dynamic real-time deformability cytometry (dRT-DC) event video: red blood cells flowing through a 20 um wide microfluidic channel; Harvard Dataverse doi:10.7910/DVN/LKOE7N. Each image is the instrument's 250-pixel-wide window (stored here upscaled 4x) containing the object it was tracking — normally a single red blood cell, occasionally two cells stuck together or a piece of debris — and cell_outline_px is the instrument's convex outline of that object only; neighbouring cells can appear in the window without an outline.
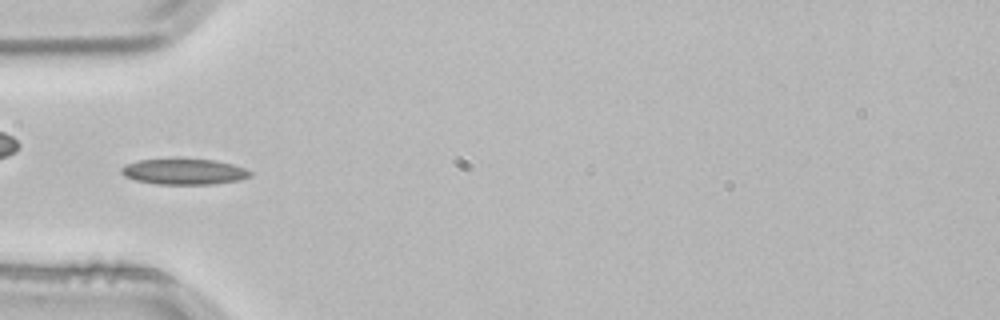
{"species": "common noctule bat (a hibernating species)", "species_latin": "Nyctalus noctula", "temperature_condition": "room temperature", "stored_images_in_passage": 4, "camera_frame_rate_fps": 3000, "um_per_image_px": 0.085, "animal": {"sex": "male", "body_mass_g": 21.5, "forearm_length_mm": 52.0}, "frame": {"image": 1, "passage_image": 4, "time_ms": 1.0, "image_size_px": [1000, 320], "cell_outline_px": [[252, 176], [240, 180], [216, 184], [156, 184], [136, 180], [124, 176], [120, 172], [120, 168], [124, 164], [140, 160], [176, 156], [216, 160], [232, 164], [244, 168], [252, 172]], "centroid_in_image_um": [15.62, 14.55], "position_along_channel_um": 69.4, "area_um2": 20.29}}